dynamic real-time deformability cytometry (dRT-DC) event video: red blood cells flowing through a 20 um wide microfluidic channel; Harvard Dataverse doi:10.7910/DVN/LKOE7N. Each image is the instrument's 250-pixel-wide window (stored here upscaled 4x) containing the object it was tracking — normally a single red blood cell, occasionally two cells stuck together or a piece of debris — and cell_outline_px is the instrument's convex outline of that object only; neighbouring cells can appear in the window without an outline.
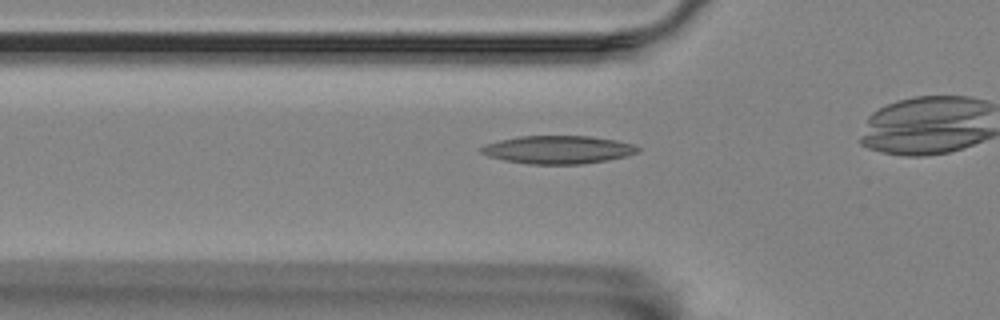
{"species": "Egyptian fruit bat (a non-hibernating species)", "species_latin": "Rousettus aegyptiacus", "temperature_condition": "room temperature", "stored_images_in_passage": 31, "camera_frame_rate_fps": 3000, "um_per_image_px": 0.085, "animal": {"sex": "female"}, "frame": {"image": 1, "passage_image": 4, "time_ms": 1.0, "image_size_px": [1000, 320], "cell_outline_px": [[640, 152], [628, 156], [608, 160], [584, 164], [528, 164], [504, 160], [488, 156], [480, 152], [480, 148], [484, 144], [500, 140], [520, 136], [592, 136], [616, 140], [632, 144], [640, 148]], "centroid_in_image_um": [47.46, 12.72], "position_along_channel_um": 78.3, "area_um2": 25.78}}
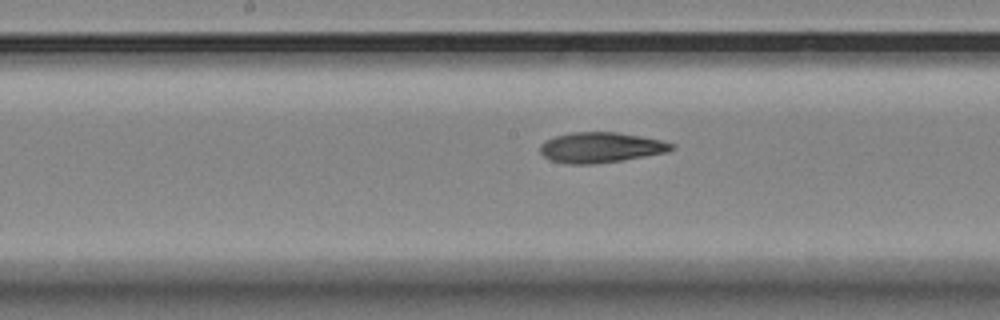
{"frame": {"image": 2, "passage_image": 14, "time_ms": 4.333, "image_size_px": [1000, 320], "cell_outline_px": [[676, 148], [668, 152], [620, 160], [592, 164], [568, 164], [552, 160], [544, 156], [540, 152], [540, 144], [544, 140], [556, 136], [572, 132], [616, 132], [640, 136], [660, 140], [676, 144]], "centroid_in_image_um": [51.07, 12.53], "position_along_channel_um": 197.1, "area_um2": 23.18}}
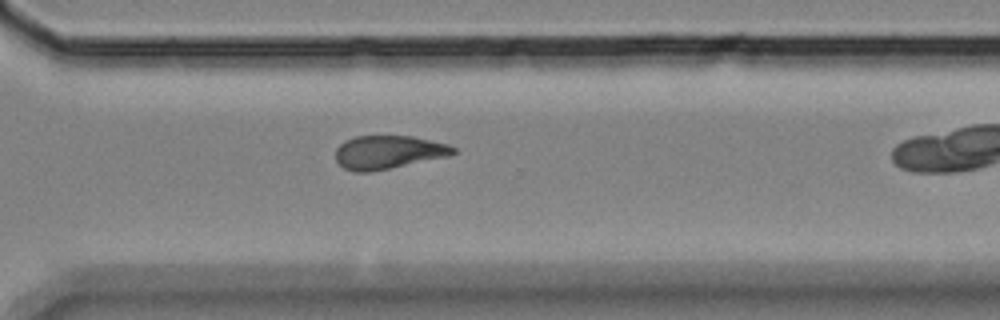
{"frame": {"image": 3, "passage_image": 26, "time_ms": 8.333, "image_size_px": [1000, 320], "cell_outline_px": [[456, 152], [448, 156], [392, 168], [368, 172], [356, 172], [344, 168], [336, 160], [336, 148], [344, 140], [356, 136], [412, 136], [448, 144], [456, 148]], "centroid_in_image_um": [32.99, 12.93], "position_along_channel_um": 337.6, "area_um2": 22.89}}